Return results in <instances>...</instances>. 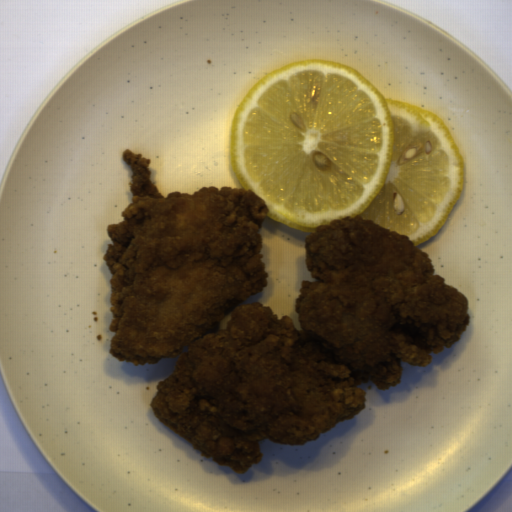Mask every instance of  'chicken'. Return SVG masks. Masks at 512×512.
I'll return each instance as SVG.
<instances>
[{
	"instance_id": "ae283196",
	"label": "chicken",
	"mask_w": 512,
	"mask_h": 512,
	"mask_svg": "<svg viewBox=\"0 0 512 512\" xmlns=\"http://www.w3.org/2000/svg\"><path fill=\"white\" fill-rule=\"evenodd\" d=\"M131 203L106 228L102 258L114 333L111 357L134 366L177 359L158 381L155 418L202 458L243 475L261 441L302 446L365 409L371 382L401 384L431 365L471 323L468 298L436 275L407 236L361 215L320 225L304 241L303 280L290 316L243 304L268 287L252 190L202 187L164 197L152 159L125 150Z\"/></svg>"
}]
</instances>
